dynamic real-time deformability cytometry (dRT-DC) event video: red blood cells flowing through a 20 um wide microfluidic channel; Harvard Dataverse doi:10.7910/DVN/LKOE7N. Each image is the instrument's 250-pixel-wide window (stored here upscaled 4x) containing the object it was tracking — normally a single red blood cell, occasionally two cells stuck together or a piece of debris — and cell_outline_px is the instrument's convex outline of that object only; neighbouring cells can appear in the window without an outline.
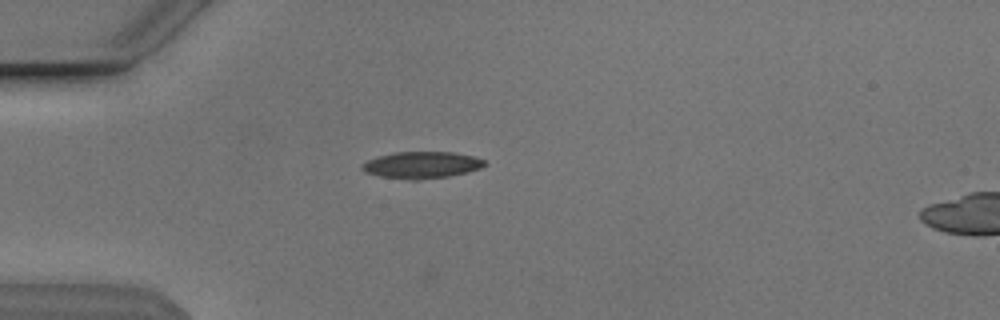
{"species": "Egyptian fruit bat (a non-hibernating species)", "species_latin": "Rousettus aegyptiacus", "temperature_condition": "cold", "stored_images_in_passage": 30, "camera_frame_rate_fps": 3000, "um_per_image_px": 0.085, "animal": {"sex": "male"}, "frame": {"image": 1, "passage_image": 1, "time_ms": 0.0, "image_size_px": [1000, 320], "cell_outline_px": [[488, 164], [480, 168], [468, 172], [448, 176], [420, 180], [408, 180], [380, 176], [364, 172], [360, 168], [360, 164], [368, 160], [380, 156], [396, 152], [452, 152], [472, 156], [484, 160]], "centroid_in_image_um": [35.83, 14.03], "position_along_channel_um": 49.2, "area_um2": 19.13}}
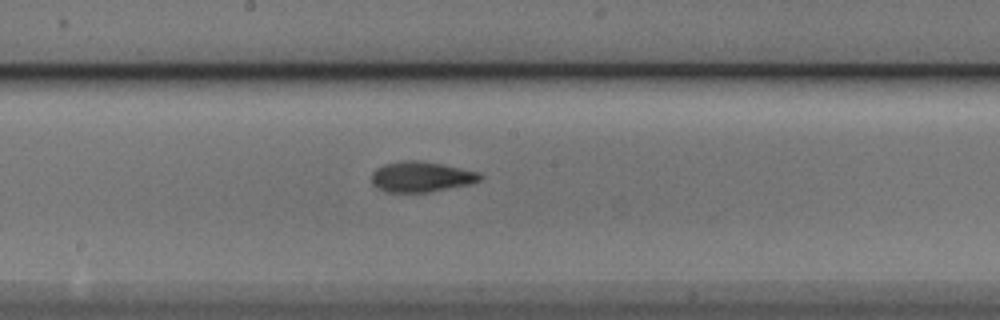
{"frame": {"image": 2, "passage_image": 15, "time_ms": 4.667, "image_size_px": [1000, 320], "cell_outline_px": [[484, 176], [480, 180], [472, 184], [428, 192], [388, 192], [376, 188], [372, 184], [372, 172], [376, 168], [384, 164], [404, 160], [420, 160], [480, 172]], "centroid_in_image_um": [35.8, 15.03], "position_along_channel_um": 212.4, "area_um2": 19.36}}
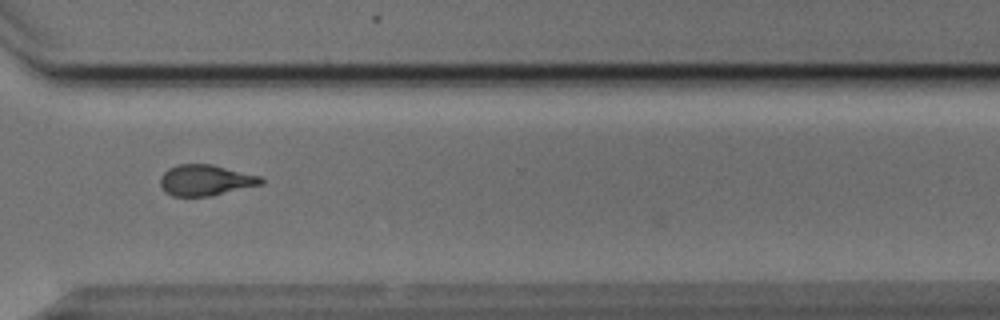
{"frame": {"image": 3, "passage_image": 26, "time_ms": 8.333, "image_size_px": [1000, 320], "cell_outline_px": [[264, 184], [212, 196], [172, 196], [164, 192], [160, 184], [160, 180], [164, 172], [168, 168], [176, 164], [212, 164], [260, 176], [264, 180]], "centroid_in_image_um": [17.47, 15.32], "position_along_channel_um": 353.1, "area_um2": 18.32}}